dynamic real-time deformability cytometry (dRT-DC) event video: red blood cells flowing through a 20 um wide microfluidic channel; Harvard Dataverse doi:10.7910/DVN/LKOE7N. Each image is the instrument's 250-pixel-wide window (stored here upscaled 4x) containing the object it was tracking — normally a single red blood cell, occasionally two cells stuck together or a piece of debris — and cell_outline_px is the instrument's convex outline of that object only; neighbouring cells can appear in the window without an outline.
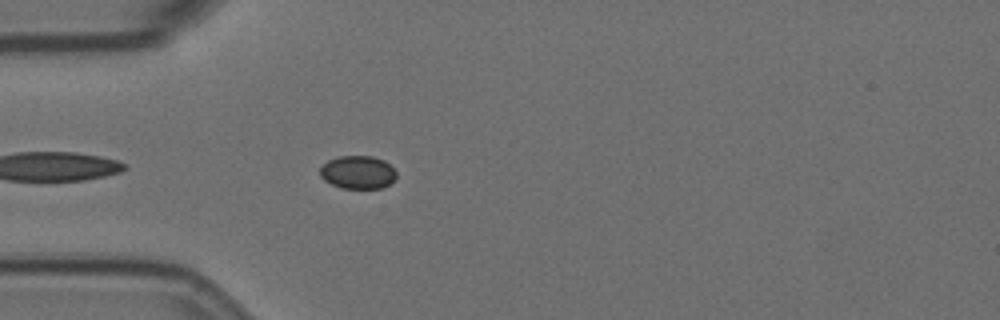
{"species": "Egyptian fruit bat (a non-hibernating species)", "species_latin": "Rousettus aegyptiacus", "temperature_condition": "room temperature", "stored_images_in_passage": 4, "camera_frame_rate_fps": 3000, "um_per_image_px": 0.085, "animal": {"sex": "female"}, "frame": {"image": 1, "passage_image": 4, "time_ms": 3.667, "image_size_px": [1000, 320], "cell_outline_px": [[396, 180], [380, 188], [340, 188], [324, 180], [320, 176], [320, 168], [328, 160], [340, 156], [372, 156], [384, 160], [396, 172]], "centroid_in_image_um": [30.41, 14.64], "position_along_channel_um": 54.6, "area_um2": 14.68}}